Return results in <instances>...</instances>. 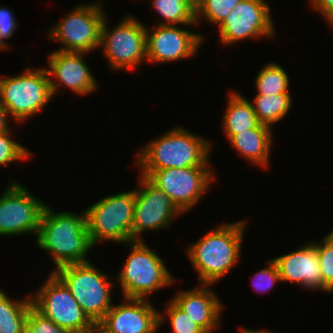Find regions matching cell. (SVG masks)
Masks as SVG:
<instances>
[{
	"label": "cell",
	"instance_id": "52a82bcc",
	"mask_svg": "<svg viewBox=\"0 0 333 333\" xmlns=\"http://www.w3.org/2000/svg\"><path fill=\"white\" fill-rule=\"evenodd\" d=\"M127 244L132 247V252L117 275L124 298L148 299L150 293L174 282L163 259L143 240H133Z\"/></svg>",
	"mask_w": 333,
	"mask_h": 333
},
{
	"label": "cell",
	"instance_id": "277c9868",
	"mask_svg": "<svg viewBox=\"0 0 333 333\" xmlns=\"http://www.w3.org/2000/svg\"><path fill=\"white\" fill-rule=\"evenodd\" d=\"M48 76L46 69L32 70L29 67L21 75L0 79V103L8 116L23 122L39 113L56 94L58 85Z\"/></svg>",
	"mask_w": 333,
	"mask_h": 333
},
{
	"label": "cell",
	"instance_id": "603a6c76",
	"mask_svg": "<svg viewBox=\"0 0 333 333\" xmlns=\"http://www.w3.org/2000/svg\"><path fill=\"white\" fill-rule=\"evenodd\" d=\"M292 97L290 93H280L274 95H256L254 111L260 124L266 126L279 122L290 110Z\"/></svg>",
	"mask_w": 333,
	"mask_h": 333
},
{
	"label": "cell",
	"instance_id": "83f0119b",
	"mask_svg": "<svg viewBox=\"0 0 333 333\" xmlns=\"http://www.w3.org/2000/svg\"><path fill=\"white\" fill-rule=\"evenodd\" d=\"M12 131L0 132V166L7 165L31 156L29 151L20 143L14 141L11 137Z\"/></svg>",
	"mask_w": 333,
	"mask_h": 333
},
{
	"label": "cell",
	"instance_id": "e575fe53",
	"mask_svg": "<svg viewBox=\"0 0 333 333\" xmlns=\"http://www.w3.org/2000/svg\"><path fill=\"white\" fill-rule=\"evenodd\" d=\"M86 333H108L104 330L99 324H95L89 331Z\"/></svg>",
	"mask_w": 333,
	"mask_h": 333
},
{
	"label": "cell",
	"instance_id": "4316f807",
	"mask_svg": "<svg viewBox=\"0 0 333 333\" xmlns=\"http://www.w3.org/2000/svg\"><path fill=\"white\" fill-rule=\"evenodd\" d=\"M320 265V275L324 285L333 291V231L323 238L322 243H314Z\"/></svg>",
	"mask_w": 333,
	"mask_h": 333
},
{
	"label": "cell",
	"instance_id": "2e32d148",
	"mask_svg": "<svg viewBox=\"0 0 333 333\" xmlns=\"http://www.w3.org/2000/svg\"><path fill=\"white\" fill-rule=\"evenodd\" d=\"M124 299V304H113L98 323L108 333H155L165 320L149 299Z\"/></svg>",
	"mask_w": 333,
	"mask_h": 333
},
{
	"label": "cell",
	"instance_id": "e0dca14e",
	"mask_svg": "<svg viewBox=\"0 0 333 333\" xmlns=\"http://www.w3.org/2000/svg\"><path fill=\"white\" fill-rule=\"evenodd\" d=\"M282 282H294L308 289L331 292L323 283L314 243L273 259Z\"/></svg>",
	"mask_w": 333,
	"mask_h": 333
},
{
	"label": "cell",
	"instance_id": "ac0fdd59",
	"mask_svg": "<svg viewBox=\"0 0 333 333\" xmlns=\"http://www.w3.org/2000/svg\"><path fill=\"white\" fill-rule=\"evenodd\" d=\"M84 52L56 50L48 55V76L58 85H65L76 94L87 95L97 89V81L83 60Z\"/></svg>",
	"mask_w": 333,
	"mask_h": 333
},
{
	"label": "cell",
	"instance_id": "f1b7e54d",
	"mask_svg": "<svg viewBox=\"0 0 333 333\" xmlns=\"http://www.w3.org/2000/svg\"><path fill=\"white\" fill-rule=\"evenodd\" d=\"M165 311L170 319L173 333H206L200 326L195 324L172 300L169 301Z\"/></svg>",
	"mask_w": 333,
	"mask_h": 333
},
{
	"label": "cell",
	"instance_id": "5b68a950",
	"mask_svg": "<svg viewBox=\"0 0 333 333\" xmlns=\"http://www.w3.org/2000/svg\"><path fill=\"white\" fill-rule=\"evenodd\" d=\"M69 289L87 316L98 324L113 306L114 285L108 275L88 262L69 264L52 271Z\"/></svg>",
	"mask_w": 333,
	"mask_h": 333
},
{
	"label": "cell",
	"instance_id": "cb8c5ba5",
	"mask_svg": "<svg viewBox=\"0 0 333 333\" xmlns=\"http://www.w3.org/2000/svg\"><path fill=\"white\" fill-rule=\"evenodd\" d=\"M152 7L165 19L158 25H197L195 7L188 0H153Z\"/></svg>",
	"mask_w": 333,
	"mask_h": 333
},
{
	"label": "cell",
	"instance_id": "3957f363",
	"mask_svg": "<svg viewBox=\"0 0 333 333\" xmlns=\"http://www.w3.org/2000/svg\"><path fill=\"white\" fill-rule=\"evenodd\" d=\"M211 147L205 138L177 127L142 147L135 161L141 169L209 166Z\"/></svg>",
	"mask_w": 333,
	"mask_h": 333
},
{
	"label": "cell",
	"instance_id": "f546056e",
	"mask_svg": "<svg viewBox=\"0 0 333 333\" xmlns=\"http://www.w3.org/2000/svg\"><path fill=\"white\" fill-rule=\"evenodd\" d=\"M25 333H69L66 329L54 324L49 318L30 307L26 321Z\"/></svg>",
	"mask_w": 333,
	"mask_h": 333
},
{
	"label": "cell",
	"instance_id": "d6a6232c",
	"mask_svg": "<svg viewBox=\"0 0 333 333\" xmlns=\"http://www.w3.org/2000/svg\"><path fill=\"white\" fill-rule=\"evenodd\" d=\"M312 7L325 16L329 24L333 26V0H311Z\"/></svg>",
	"mask_w": 333,
	"mask_h": 333
},
{
	"label": "cell",
	"instance_id": "7a4b0ae2",
	"mask_svg": "<svg viewBox=\"0 0 333 333\" xmlns=\"http://www.w3.org/2000/svg\"><path fill=\"white\" fill-rule=\"evenodd\" d=\"M245 224L246 221L222 224L190 244L187 254L201 284L218 282L236 265Z\"/></svg>",
	"mask_w": 333,
	"mask_h": 333
},
{
	"label": "cell",
	"instance_id": "44dd1931",
	"mask_svg": "<svg viewBox=\"0 0 333 333\" xmlns=\"http://www.w3.org/2000/svg\"><path fill=\"white\" fill-rule=\"evenodd\" d=\"M228 98V106L223 116V127L229 139L240 131L255 128L259 121L254 111L253 103L249 102L241 94L233 91Z\"/></svg>",
	"mask_w": 333,
	"mask_h": 333
},
{
	"label": "cell",
	"instance_id": "1f68e13d",
	"mask_svg": "<svg viewBox=\"0 0 333 333\" xmlns=\"http://www.w3.org/2000/svg\"><path fill=\"white\" fill-rule=\"evenodd\" d=\"M12 11L6 7H0V48L7 49L4 39L10 38L17 28V23Z\"/></svg>",
	"mask_w": 333,
	"mask_h": 333
},
{
	"label": "cell",
	"instance_id": "d590c367",
	"mask_svg": "<svg viewBox=\"0 0 333 333\" xmlns=\"http://www.w3.org/2000/svg\"><path fill=\"white\" fill-rule=\"evenodd\" d=\"M241 333H273L271 332L270 330H261V331H256V330H248V329H245V328H241Z\"/></svg>",
	"mask_w": 333,
	"mask_h": 333
},
{
	"label": "cell",
	"instance_id": "30bf717a",
	"mask_svg": "<svg viewBox=\"0 0 333 333\" xmlns=\"http://www.w3.org/2000/svg\"><path fill=\"white\" fill-rule=\"evenodd\" d=\"M102 4H82L70 11L49 30L50 38L63 44L60 51L84 52L100 48L101 30L106 16Z\"/></svg>",
	"mask_w": 333,
	"mask_h": 333
},
{
	"label": "cell",
	"instance_id": "5bb4252c",
	"mask_svg": "<svg viewBox=\"0 0 333 333\" xmlns=\"http://www.w3.org/2000/svg\"><path fill=\"white\" fill-rule=\"evenodd\" d=\"M264 0H242L219 25V38L224 45L247 37H272L274 26L269 15L270 7Z\"/></svg>",
	"mask_w": 333,
	"mask_h": 333
},
{
	"label": "cell",
	"instance_id": "4dcf8cb0",
	"mask_svg": "<svg viewBox=\"0 0 333 333\" xmlns=\"http://www.w3.org/2000/svg\"><path fill=\"white\" fill-rule=\"evenodd\" d=\"M253 287L257 292H266L274 287L276 282H281V277L277 264L273 259L269 260V264L266 268L257 272L253 278Z\"/></svg>",
	"mask_w": 333,
	"mask_h": 333
},
{
	"label": "cell",
	"instance_id": "7c38bea8",
	"mask_svg": "<svg viewBox=\"0 0 333 333\" xmlns=\"http://www.w3.org/2000/svg\"><path fill=\"white\" fill-rule=\"evenodd\" d=\"M10 183L0 197V236L38 234L47 205L18 181Z\"/></svg>",
	"mask_w": 333,
	"mask_h": 333
},
{
	"label": "cell",
	"instance_id": "d4e9b609",
	"mask_svg": "<svg viewBox=\"0 0 333 333\" xmlns=\"http://www.w3.org/2000/svg\"><path fill=\"white\" fill-rule=\"evenodd\" d=\"M257 95H274L280 93H290L288 91V74L281 65L277 63H267L257 74L255 80Z\"/></svg>",
	"mask_w": 333,
	"mask_h": 333
},
{
	"label": "cell",
	"instance_id": "ba28073f",
	"mask_svg": "<svg viewBox=\"0 0 333 333\" xmlns=\"http://www.w3.org/2000/svg\"><path fill=\"white\" fill-rule=\"evenodd\" d=\"M44 286L31 294L32 306L69 333H86L95 323L79 306L69 289L52 272Z\"/></svg>",
	"mask_w": 333,
	"mask_h": 333
},
{
	"label": "cell",
	"instance_id": "9a60e30c",
	"mask_svg": "<svg viewBox=\"0 0 333 333\" xmlns=\"http://www.w3.org/2000/svg\"><path fill=\"white\" fill-rule=\"evenodd\" d=\"M153 32L146 26V56L151 63L178 61L194 56L203 36L180 29L178 25H158Z\"/></svg>",
	"mask_w": 333,
	"mask_h": 333
},
{
	"label": "cell",
	"instance_id": "8fae6325",
	"mask_svg": "<svg viewBox=\"0 0 333 333\" xmlns=\"http://www.w3.org/2000/svg\"><path fill=\"white\" fill-rule=\"evenodd\" d=\"M106 19L101 30L100 47L111 68L135 69L146 61V26L127 15L109 31Z\"/></svg>",
	"mask_w": 333,
	"mask_h": 333
},
{
	"label": "cell",
	"instance_id": "4fadbf2b",
	"mask_svg": "<svg viewBox=\"0 0 333 333\" xmlns=\"http://www.w3.org/2000/svg\"><path fill=\"white\" fill-rule=\"evenodd\" d=\"M141 188L135 190V210L132 223V241L143 240L140 234L145 230L168 228L172 218L182 212L164 191L141 175Z\"/></svg>",
	"mask_w": 333,
	"mask_h": 333
},
{
	"label": "cell",
	"instance_id": "d6986e66",
	"mask_svg": "<svg viewBox=\"0 0 333 333\" xmlns=\"http://www.w3.org/2000/svg\"><path fill=\"white\" fill-rule=\"evenodd\" d=\"M180 291L172 301L206 333H213L220 324L222 304L210 289L211 284ZM207 288V289H206Z\"/></svg>",
	"mask_w": 333,
	"mask_h": 333
},
{
	"label": "cell",
	"instance_id": "ffe728a7",
	"mask_svg": "<svg viewBox=\"0 0 333 333\" xmlns=\"http://www.w3.org/2000/svg\"><path fill=\"white\" fill-rule=\"evenodd\" d=\"M272 140V128L260 123L255 128L240 131L229 138L241 156L265 168L269 165Z\"/></svg>",
	"mask_w": 333,
	"mask_h": 333
},
{
	"label": "cell",
	"instance_id": "8d00e7d4",
	"mask_svg": "<svg viewBox=\"0 0 333 333\" xmlns=\"http://www.w3.org/2000/svg\"><path fill=\"white\" fill-rule=\"evenodd\" d=\"M194 7L198 5L201 0H188Z\"/></svg>",
	"mask_w": 333,
	"mask_h": 333
},
{
	"label": "cell",
	"instance_id": "484cf974",
	"mask_svg": "<svg viewBox=\"0 0 333 333\" xmlns=\"http://www.w3.org/2000/svg\"><path fill=\"white\" fill-rule=\"evenodd\" d=\"M241 1L242 0H201L195 7L196 23L203 15L207 21L220 25L227 18L230 11Z\"/></svg>",
	"mask_w": 333,
	"mask_h": 333
},
{
	"label": "cell",
	"instance_id": "8992f818",
	"mask_svg": "<svg viewBox=\"0 0 333 333\" xmlns=\"http://www.w3.org/2000/svg\"><path fill=\"white\" fill-rule=\"evenodd\" d=\"M134 210L135 189L102 198L84 210L92 244L103 240L121 244L132 241Z\"/></svg>",
	"mask_w": 333,
	"mask_h": 333
},
{
	"label": "cell",
	"instance_id": "836d02e7",
	"mask_svg": "<svg viewBox=\"0 0 333 333\" xmlns=\"http://www.w3.org/2000/svg\"><path fill=\"white\" fill-rule=\"evenodd\" d=\"M8 113L6 108L0 103V132L8 131L10 129L9 127V121H7Z\"/></svg>",
	"mask_w": 333,
	"mask_h": 333
},
{
	"label": "cell",
	"instance_id": "7402d4cb",
	"mask_svg": "<svg viewBox=\"0 0 333 333\" xmlns=\"http://www.w3.org/2000/svg\"><path fill=\"white\" fill-rule=\"evenodd\" d=\"M32 306L31 296L24 300L9 299L0 290V333H25L29 309Z\"/></svg>",
	"mask_w": 333,
	"mask_h": 333
},
{
	"label": "cell",
	"instance_id": "6da1fadb",
	"mask_svg": "<svg viewBox=\"0 0 333 333\" xmlns=\"http://www.w3.org/2000/svg\"><path fill=\"white\" fill-rule=\"evenodd\" d=\"M54 211L46 206L43 212L36 242L40 249L48 251L56 268L69 264L88 262L86 255L94 246L83 214Z\"/></svg>",
	"mask_w": 333,
	"mask_h": 333
},
{
	"label": "cell",
	"instance_id": "9c48e42d",
	"mask_svg": "<svg viewBox=\"0 0 333 333\" xmlns=\"http://www.w3.org/2000/svg\"><path fill=\"white\" fill-rule=\"evenodd\" d=\"M210 170L208 166L141 169V175L164 191L184 214L183 212L195 206L208 190L210 182L215 178Z\"/></svg>",
	"mask_w": 333,
	"mask_h": 333
}]
</instances>
